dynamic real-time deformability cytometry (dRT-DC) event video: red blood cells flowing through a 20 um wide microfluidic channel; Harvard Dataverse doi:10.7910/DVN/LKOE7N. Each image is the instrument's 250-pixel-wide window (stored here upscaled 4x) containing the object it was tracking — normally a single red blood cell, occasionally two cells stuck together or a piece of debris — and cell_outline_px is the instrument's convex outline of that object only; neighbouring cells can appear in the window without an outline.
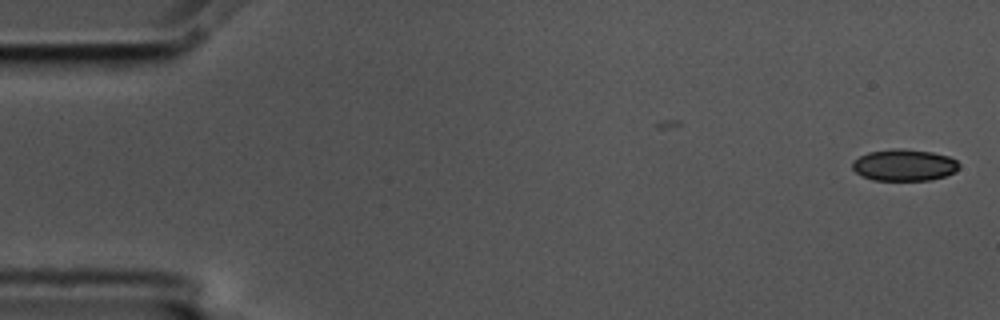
{"species": "common noctule bat (a hibernating species)", "species_latin": "Nyctalus noctula", "temperature_condition": "cold", "stored_images_in_passage": 10, "camera_frame_rate_fps": 3000, "um_per_image_px": 0.085, "animal": {"sex": "male", "body_mass_g": 17.5, "forearm_length_mm": 52.3}, "frame": {"image": 1, "passage_image": 1, "time_ms": 0.0, "image_size_px": [1000, 320], "cell_outline_px": [[960, 168], [956, 172], [944, 176], [928, 180], [872, 180], [856, 172], [852, 168], [852, 160], [868, 152], [892, 148], [900, 148], [932, 152], [948, 156], [956, 160], [960, 164]], "centroid_in_image_um": [76.86, 14.02], "position_along_channel_um": 8.1, "area_um2": 19.77}}